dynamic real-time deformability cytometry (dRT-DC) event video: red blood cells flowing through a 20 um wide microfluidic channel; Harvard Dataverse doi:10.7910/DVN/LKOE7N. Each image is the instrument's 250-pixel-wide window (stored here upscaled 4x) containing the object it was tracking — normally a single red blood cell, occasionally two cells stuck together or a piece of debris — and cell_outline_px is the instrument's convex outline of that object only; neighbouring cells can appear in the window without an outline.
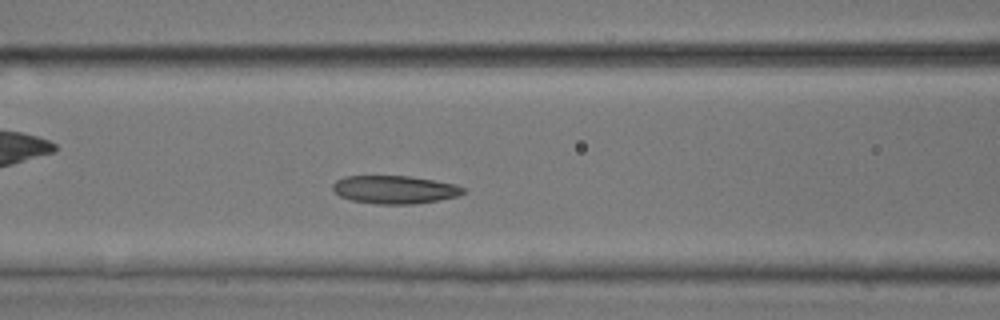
{"species": "common noctule bat (a hibernating species)", "species_latin": "Nyctalus noctula", "temperature_condition": "room temperature", "stored_images_in_passage": 46, "camera_frame_rate_fps": 3000, "um_per_image_px": 0.085, "animal": {"sex": "male", "body_mass_g": 17.9, "forearm_length_mm": 54.2}, "frame": {"image": 1, "passage_image": 16, "time_ms": 5.0, "image_size_px": [1000, 320], "cell_outline_px": [[464, 192], [456, 196], [440, 200], [412, 204], [376, 204], [352, 200], [340, 196], [332, 188], [332, 184], [336, 180], [344, 176], [408, 176], [456, 184], [464, 188]], "centroid_in_image_um": [33.52, 16.11], "position_along_channel_um": 133.1, "area_um2": 21.21}}
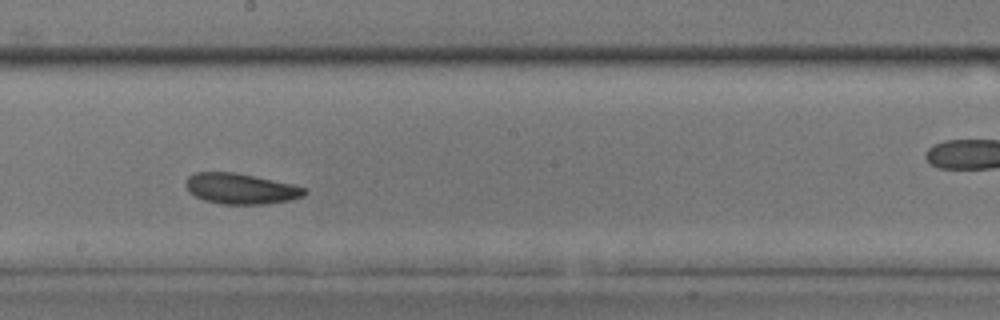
{"frame": {"image": 2, "passage_image": 23, "time_ms": 7.333, "image_size_px": [1000, 320], "cell_outline_px": [[308, 192], [304, 196], [288, 200], [264, 204], [220, 204], [204, 200], [188, 192], [184, 184], [184, 180], [188, 176], [196, 172], [236, 172], [292, 184], [308, 188]], "centroid_in_image_um": [20.44, 16.03], "position_along_channel_um": 227.8, "area_um2": 21.39}}
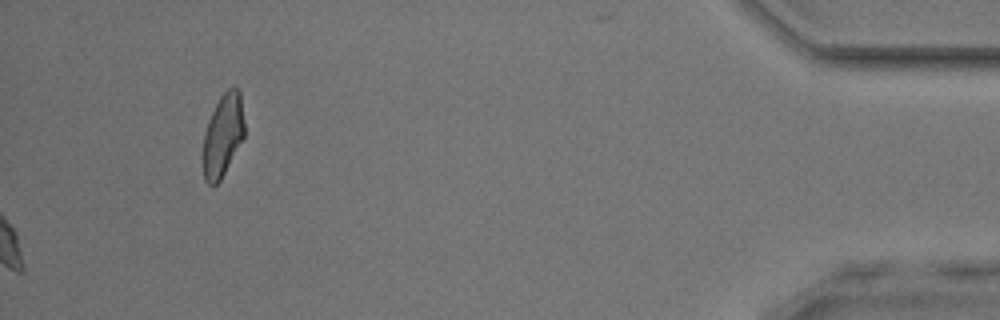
{"frame": {"image": 3, "passage_image": 46, "time_ms": 15.0, "image_size_px": [1000, 320], "cell_outline_px": [[244, 136], [220, 180], [216, 184], [208, 184], [204, 180], [204, 136], [212, 112], [220, 96], [228, 88], [236, 88], [240, 92], [244, 124]], "centroid_in_image_um": [18.96, 11.48], "position_along_channel_um": 416.2, "area_um2": 19.25}, "authors_computed_cell_mechanics": {"area_um2": 21.5016, "velocity_mm_per_s": 4.0887, "shape_relaxation_time_tau1_ms": 3.9941, "shape_relaxation_time_tau2_ms": 3.506, "deformation_change_tau1": 0.1073, "deformation_change_tau2": 0.1017}}